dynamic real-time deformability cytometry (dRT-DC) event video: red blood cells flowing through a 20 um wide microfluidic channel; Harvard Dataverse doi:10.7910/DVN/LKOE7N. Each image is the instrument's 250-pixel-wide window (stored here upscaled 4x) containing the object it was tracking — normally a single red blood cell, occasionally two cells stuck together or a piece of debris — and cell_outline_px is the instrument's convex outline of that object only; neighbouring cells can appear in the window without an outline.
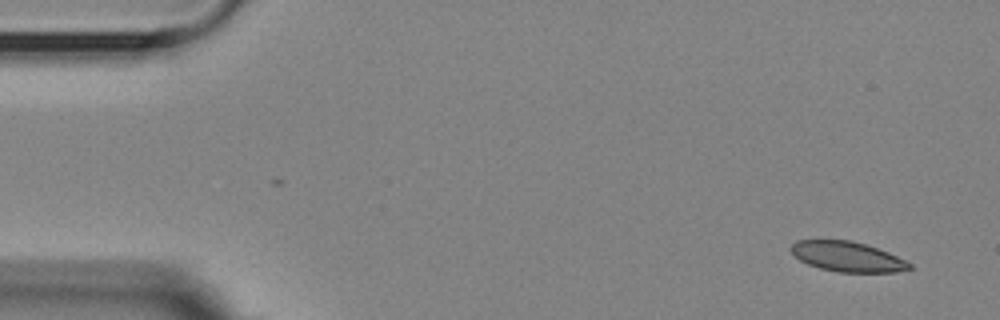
{"species": "Egyptian fruit bat (a non-hibernating species)", "species_latin": "Rousettus aegyptiacus", "temperature_condition": "room temperature", "stored_images_in_passage": 5, "camera_frame_rate_fps": 3000, "um_per_image_px": 0.085, "animal": {"sex": "female"}, "frame": {"image": 1, "passage_image": 1, "time_ms": 0.0, "image_size_px": [1000, 320], "cell_outline_px": [[912, 268], [896, 272], [840, 272], [820, 268], [808, 264], [800, 260], [788, 248], [796, 240], [852, 240], [888, 252], [912, 264]], "centroid_in_image_um": [72.01, 21.81], "position_along_channel_um": 13.0, "area_um2": 20.58}}
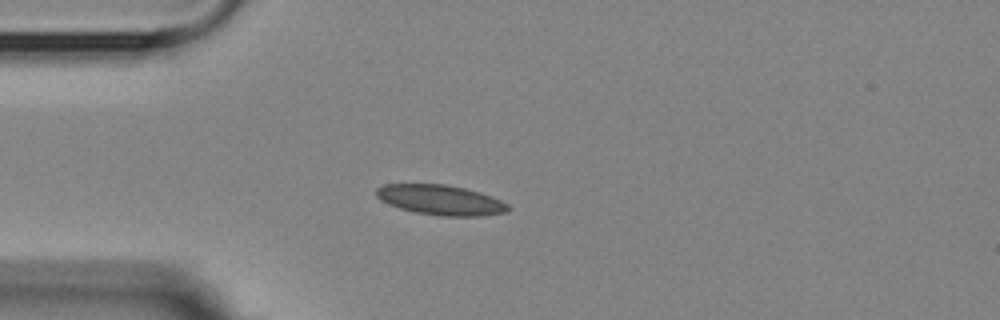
{"frame": {"image": 2, "passage_image": 4, "time_ms": 3.667, "image_size_px": [1000, 320], "cell_outline_px": [[512, 208], [508, 212], [480, 216], [440, 216], [416, 212], [400, 208], [388, 204], [380, 200], [376, 196], [376, 188], [384, 184], [448, 184], [480, 192], [492, 196], [508, 204]], "centroid_in_image_um": [37.47, 16.99], "position_along_channel_um": 47.5, "area_um2": 23.24}}